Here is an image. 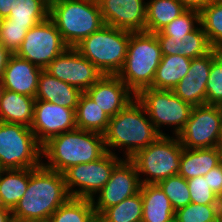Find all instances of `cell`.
Wrapping results in <instances>:
<instances>
[{
    "mask_svg": "<svg viewBox=\"0 0 222 222\" xmlns=\"http://www.w3.org/2000/svg\"><path fill=\"white\" fill-rule=\"evenodd\" d=\"M160 44L163 56L181 55L189 59L199 58L208 54L213 48L210 46L202 26L197 27L186 35L166 36L154 33Z\"/></svg>",
    "mask_w": 222,
    "mask_h": 222,
    "instance_id": "20",
    "label": "cell"
},
{
    "mask_svg": "<svg viewBox=\"0 0 222 222\" xmlns=\"http://www.w3.org/2000/svg\"><path fill=\"white\" fill-rule=\"evenodd\" d=\"M195 23L200 24V12L197 10H186L161 29L159 33L166 36H184L196 28Z\"/></svg>",
    "mask_w": 222,
    "mask_h": 222,
    "instance_id": "37",
    "label": "cell"
},
{
    "mask_svg": "<svg viewBox=\"0 0 222 222\" xmlns=\"http://www.w3.org/2000/svg\"><path fill=\"white\" fill-rule=\"evenodd\" d=\"M12 221H13L12 210L0 206V222H12Z\"/></svg>",
    "mask_w": 222,
    "mask_h": 222,
    "instance_id": "43",
    "label": "cell"
},
{
    "mask_svg": "<svg viewBox=\"0 0 222 222\" xmlns=\"http://www.w3.org/2000/svg\"><path fill=\"white\" fill-rule=\"evenodd\" d=\"M204 177H207L210 189L216 193L219 198L222 197V165L212 168Z\"/></svg>",
    "mask_w": 222,
    "mask_h": 222,
    "instance_id": "39",
    "label": "cell"
},
{
    "mask_svg": "<svg viewBox=\"0 0 222 222\" xmlns=\"http://www.w3.org/2000/svg\"><path fill=\"white\" fill-rule=\"evenodd\" d=\"M12 222H42V221H32V220H17V219H13Z\"/></svg>",
    "mask_w": 222,
    "mask_h": 222,
    "instance_id": "47",
    "label": "cell"
},
{
    "mask_svg": "<svg viewBox=\"0 0 222 222\" xmlns=\"http://www.w3.org/2000/svg\"><path fill=\"white\" fill-rule=\"evenodd\" d=\"M177 222H219L218 204L190 203L175 211Z\"/></svg>",
    "mask_w": 222,
    "mask_h": 222,
    "instance_id": "35",
    "label": "cell"
},
{
    "mask_svg": "<svg viewBox=\"0 0 222 222\" xmlns=\"http://www.w3.org/2000/svg\"><path fill=\"white\" fill-rule=\"evenodd\" d=\"M183 147L178 136L161 135L155 142L139 150L130 160L135 164L141 184H157L178 175ZM149 176V177H148Z\"/></svg>",
    "mask_w": 222,
    "mask_h": 222,
    "instance_id": "7",
    "label": "cell"
},
{
    "mask_svg": "<svg viewBox=\"0 0 222 222\" xmlns=\"http://www.w3.org/2000/svg\"><path fill=\"white\" fill-rule=\"evenodd\" d=\"M168 222H177V220H176L175 217H174L172 220H170V221H168Z\"/></svg>",
    "mask_w": 222,
    "mask_h": 222,
    "instance_id": "50",
    "label": "cell"
},
{
    "mask_svg": "<svg viewBox=\"0 0 222 222\" xmlns=\"http://www.w3.org/2000/svg\"><path fill=\"white\" fill-rule=\"evenodd\" d=\"M141 192L107 208L99 217L104 222H142Z\"/></svg>",
    "mask_w": 222,
    "mask_h": 222,
    "instance_id": "32",
    "label": "cell"
},
{
    "mask_svg": "<svg viewBox=\"0 0 222 222\" xmlns=\"http://www.w3.org/2000/svg\"><path fill=\"white\" fill-rule=\"evenodd\" d=\"M69 198L62 173L43 164L29 168V184L12 210L13 219L47 222Z\"/></svg>",
    "mask_w": 222,
    "mask_h": 222,
    "instance_id": "1",
    "label": "cell"
},
{
    "mask_svg": "<svg viewBox=\"0 0 222 222\" xmlns=\"http://www.w3.org/2000/svg\"><path fill=\"white\" fill-rule=\"evenodd\" d=\"M11 53L0 44V79L5 69Z\"/></svg>",
    "mask_w": 222,
    "mask_h": 222,
    "instance_id": "42",
    "label": "cell"
},
{
    "mask_svg": "<svg viewBox=\"0 0 222 222\" xmlns=\"http://www.w3.org/2000/svg\"><path fill=\"white\" fill-rule=\"evenodd\" d=\"M44 70L82 92L88 90L103 76L75 47L66 48Z\"/></svg>",
    "mask_w": 222,
    "mask_h": 222,
    "instance_id": "14",
    "label": "cell"
},
{
    "mask_svg": "<svg viewBox=\"0 0 222 222\" xmlns=\"http://www.w3.org/2000/svg\"><path fill=\"white\" fill-rule=\"evenodd\" d=\"M191 202L195 204H218L219 196L214 193L207 182V177L197 176L187 179Z\"/></svg>",
    "mask_w": 222,
    "mask_h": 222,
    "instance_id": "38",
    "label": "cell"
},
{
    "mask_svg": "<svg viewBox=\"0 0 222 222\" xmlns=\"http://www.w3.org/2000/svg\"><path fill=\"white\" fill-rule=\"evenodd\" d=\"M49 0H14L8 19L19 24H38L49 17Z\"/></svg>",
    "mask_w": 222,
    "mask_h": 222,
    "instance_id": "30",
    "label": "cell"
},
{
    "mask_svg": "<svg viewBox=\"0 0 222 222\" xmlns=\"http://www.w3.org/2000/svg\"><path fill=\"white\" fill-rule=\"evenodd\" d=\"M191 59L181 55L162 56L150 88L173 90L190 69Z\"/></svg>",
    "mask_w": 222,
    "mask_h": 222,
    "instance_id": "25",
    "label": "cell"
},
{
    "mask_svg": "<svg viewBox=\"0 0 222 222\" xmlns=\"http://www.w3.org/2000/svg\"><path fill=\"white\" fill-rule=\"evenodd\" d=\"M35 98L4 89L0 99V121L30 127Z\"/></svg>",
    "mask_w": 222,
    "mask_h": 222,
    "instance_id": "22",
    "label": "cell"
},
{
    "mask_svg": "<svg viewBox=\"0 0 222 222\" xmlns=\"http://www.w3.org/2000/svg\"><path fill=\"white\" fill-rule=\"evenodd\" d=\"M142 222H168L175 217L169 198L157 184H142Z\"/></svg>",
    "mask_w": 222,
    "mask_h": 222,
    "instance_id": "23",
    "label": "cell"
},
{
    "mask_svg": "<svg viewBox=\"0 0 222 222\" xmlns=\"http://www.w3.org/2000/svg\"><path fill=\"white\" fill-rule=\"evenodd\" d=\"M218 212H219V222H222V197L219 198Z\"/></svg>",
    "mask_w": 222,
    "mask_h": 222,
    "instance_id": "44",
    "label": "cell"
},
{
    "mask_svg": "<svg viewBox=\"0 0 222 222\" xmlns=\"http://www.w3.org/2000/svg\"><path fill=\"white\" fill-rule=\"evenodd\" d=\"M105 25L131 33L145 32L144 0H98Z\"/></svg>",
    "mask_w": 222,
    "mask_h": 222,
    "instance_id": "16",
    "label": "cell"
},
{
    "mask_svg": "<svg viewBox=\"0 0 222 222\" xmlns=\"http://www.w3.org/2000/svg\"><path fill=\"white\" fill-rule=\"evenodd\" d=\"M82 93L77 87L69 85L42 70L38 79L35 99L76 110Z\"/></svg>",
    "mask_w": 222,
    "mask_h": 222,
    "instance_id": "21",
    "label": "cell"
},
{
    "mask_svg": "<svg viewBox=\"0 0 222 222\" xmlns=\"http://www.w3.org/2000/svg\"><path fill=\"white\" fill-rule=\"evenodd\" d=\"M114 152H106L101 158L72 166L62 174L71 198L95 199V195L110 179L114 167L121 161ZM78 186V189L74 187Z\"/></svg>",
    "mask_w": 222,
    "mask_h": 222,
    "instance_id": "10",
    "label": "cell"
},
{
    "mask_svg": "<svg viewBox=\"0 0 222 222\" xmlns=\"http://www.w3.org/2000/svg\"><path fill=\"white\" fill-rule=\"evenodd\" d=\"M200 25L213 49L222 50V1L211 0L200 11Z\"/></svg>",
    "mask_w": 222,
    "mask_h": 222,
    "instance_id": "31",
    "label": "cell"
},
{
    "mask_svg": "<svg viewBox=\"0 0 222 222\" xmlns=\"http://www.w3.org/2000/svg\"><path fill=\"white\" fill-rule=\"evenodd\" d=\"M219 164L220 158L217 147L201 149L183 148L178 175L186 180L197 176H204Z\"/></svg>",
    "mask_w": 222,
    "mask_h": 222,
    "instance_id": "24",
    "label": "cell"
},
{
    "mask_svg": "<svg viewBox=\"0 0 222 222\" xmlns=\"http://www.w3.org/2000/svg\"><path fill=\"white\" fill-rule=\"evenodd\" d=\"M91 222H104L99 216H96Z\"/></svg>",
    "mask_w": 222,
    "mask_h": 222,
    "instance_id": "48",
    "label": "cell"
},
{
    "mask_svg": "<svg viewBox=\"0 0 222 222\" xmlns=\"http://www.w3.org/2000/svg\"><path fill=\"white\" fill-rule=\"evenodd\" d=\"M211 0H179L187 10L201 11Z\"/></svg>",
    "mask_w": 222,
    "mask_h": 222,
    "instance_id": "40",
    "label": "cell"
},
{
    "mask_svg": "<svg viewBox=\"0 0 222 222\" xmlns=\"http://www.w3.org/2000/svg\"><path fill=\"white\" fill-rule=\"evenodd\" d=\"M217 149L219 152L220 164L222 165V144H217Z\"/></svg>",
    "mask_w": 222,
    "mask_h": 222,
    "instance_id": "45",
    "label": "cell"
},
{
    "mask_svg": "<svg viewBox=\"0 0 222 222\" xmlns=\"http://www.w3.org/2000/svg\"><path fill=\"white\" fill-rule=\"evenodd\" d=\"M212 49L205 56L191 59L190 69L172 90L181 100L194 106L206 104V84L213 59L221 52Z\"/></svg>",
    "mask_w": 222,
    "mask_h": 222,
    "instance_id": "17",
    "label": "cell"
},
{
    "mask_svg": "<svg viewBox=\"0 0 222 222\" xmlns=\"http://www.w3.org/2000/svg\"><path fill=\"white\" fill-rule=\"evenodd\" d=\"M131 32L104 25L75 48L103 75H117L127 54Z\"/></svg>",
    "mask_w": 222,
    "mask_h": 222,
    "instance_id": "6",
    "label": "cell"
},
{
    "mask_svg": "<svg viewBox=\"0 0 222 222\" xmlns=\"http://www.w3.org/2000/svg\"><path fill=\"white\" fill-rule=\"evenodd\" d=\"M107 152L104 134L75 129L51 138L42 146V164L51 170L63 173L66 169L93 162Z\"/></svg>",
    "mask_w": 222,
    "mask_h": 222,
    "instance_id": "3",
    "label": "cell"
},
{
    "mask_svg": "<svg viewBox=\"0 0 222 222\" xmlns=\"http://www.w3.org/2000/svg\"><path fill=\"white\" fill-rule=\"evenodd\" d=\"M206 104L222 106V51L211 64L206 84Z\"/></svg>",
    "mask_w": 222,
    "mask_h": 222,
    "instance_id": "36",
    "label": "cell"
},
{
    "mask_svg": "<svg viewBox=\"0 0 222 222\" xmlns=\"http://www.w3.org/2000/svg\"><path fill=\"white\" fill-rule=\"evenodd\" d=\"M28 184L29 168L0 170V206L13 210Z\"/></svg>",
    "mask_w": 222,
    "mask_h": 222,
    "instance_id": "26",
    "label": "cell"
},
{
    "mask_svg": "<svg viewBox=\"0 0 222 222\" xmlns=\"http://www.w3.org/2000/svg\"><path fill=\"white\" fill-rule=\"evenodd\" d=\"M186 10L179 0H150L146 6L145 32H159Z\"/></svg>",
    "mask_w": 222,
    "mask_h": 222,
    "instance_id": "27",
    "label": "cell"
},
{
    "mask_svg": "<svg viewBox=\"0 0 222 222\" xmlns=\"http://www.w3.org/2000/svg\"><path fill=\"white\" fill-rule=\"evenodd\" d=\"M42 70L28 60L11 54L3 70L1 82L4 89L35 98Z\"/></svg>",
    "mask_w": 222,
    "mask_h": 222,
    "instance_id": "19",
    "label": "cell"
},
{
    "mask_svg": "<svg viewBox=\"0 0 222 222\" xmlns=\"http://www.w3.org/2000/svg\"><path fill=\"white\" fill-rule=\"evenodd\" d=\"M35 25L13 23V20L8 18L0 19V44L11 54H15L27 31Z\"/></svg>",
    "mask_w": 222,
    "mask_h": 222,
    "instance_id": "34",
    "label": "cell"
},
{
    "mask_svg": "<svg viewBox=\"0 0 222 222\" xmlns=\"http://www.w3.org/2000/svg\"><path fill=\"white\" fill-rule=\"evenodd\" d=\"M76 128L104 134L110 117L83 92L75 110Z\"/></svg>",
    "mask_w": 222,
    "mask_h": 222,
    "instance_id": "28",
    "label": "cell"
},
{
    "mask_svg": "<svg viewBox=\"0 0 222 222\" xmlns=\"http://www.w3.org/2000/svg\"><path fill=\"white\" fill-rule=\"evenodd\" d=\"M49 17L68 47L77 46L105 25L98 0H53Z\"/></svg>",
    "mask_w": 222,
    "mask_h": 222,
    "instance_id": "4",
    "label": "cell"
},
{
    "mask_svg": "<svg viewBox=\"0 0 222 222\" xmlns=\"http://www.w3.org/2000/svg\"><path fill=\"white\" fill-rule=\"evenodd\" d=\"M14 0H0V19L7 18L13 9Z\"/></svg>",
    "mask_w": 222,
    "mask_h": 222,
    "instance_id": "41",
    "label": "cell"
},
{
    "mask_svg": "<svg viewBox=\"0 0 222 222\" xmlns=\"http://www.w3.org/2000/svg\"><path fill=\"white\" fill-rule=\"evenodd\" d=\"M136 99L161 135L166 134L160 127L170 125L177 136L184 129L193 109L191 104L181 100L172 90L145 88L136 95Z\"/></svg>",
    "mask_w": 222,
    "mask_h": 222,
    "instance_id": "9",
    "label": "cell"
},
{
    "mask_svg": "<svg viewBox=\"0 0 222 222\" xmlns=\"http://www.w3.org/2000/svg\"><path fill=\"white\" fill-rule=\"evenodd\" d=\"M68 46L50 17L27 31L15 53L43 70Z\"/></svg>",
    "mask_w": 222,
    "mask_h": 222,
    "instance_id": "11",
    "label": "cell"
},
{
    "mask_svg": "<svg viewBox=\"0 0 222 222\" xmlns=\"http://www.w3.org/2000/svg\"><path fill=\"white\" fill-rule=\"evenodd\" d=\"M42 146L30 127L0 121V169L36 168L42 164Z\"/></svg>",
    "mask_w": 222,
    "mask_h": 222,
    "instance_id": "8",
    "label": "cell"
},
{
    "mask_svg": "<svg viewBox=\"0 0 222 222\" xmlns=\"http://www.w3.org/2000/svg\"><path fill=\"white\" fill-rule=\"evenodd\" d=\"M96 216L91 199L70 197L47 222H91Z\"/></svg>",
    "mask_w": 222,
    "mask_h": 222,
    "instance_id": "29",
    "label": "cell"
},
{
    "mask_svg": "<svg viewBox=\"0 0 222 222\" xmlns=\"http://www.w3.org/2000/svg\"><path fill=\"white\" fill-rule=\"evenodd\" d=\"M144 113V114H143ZM143 105L135 98L114 117H110L104 133L106 150L125 147L126 159L132 158L139 150L155 142L161 134L149 119ZM111 149H110V148Z\"/></svg>",
    "mask_w": 222,
    "mask_h": 222,
    "instance_id": "2",
    "label": "cell"
},
{
    "mask_svg": "<svg viewBox=\"0 0 222 222\" xmlns=\"http://www.w3.org/2000/svg\"><path fill=\"white\" fill-rule=\"evenodd\" d=\"M85 93L109 117H114L136 98L117 75H103Z\"/></svg>",
    "mask_w": 222,
    "mask_h": 222,
    "instance_id": "18",
    "label": "cell"
},
{
    "mask_svg": "<svg viewBox=\"0 0 222 222\" xmlns=\"http://www.w3.org/2000/svg\"><path fill=\"white\" fill-rule=\"evenodd\" d=\"M30 128L38 143L43 146L51 138L76 129L75 110L48 101L35 100Z\"/></svg>",
    "mask_w": 222,
    "mask_h": 222,
    "instance_id": "15",
    "label": "cell"
},
{
    "mask_svg": "<svg viewBox=\"0 0 222 222\" xmlns=\"http://www.w3.org/2000/svg\"><path fill=\"white\" fill-rule=\"evenodd\" d=\"M217 144H222V122H221V127H220V131H219V137H218Z\"/></svg>",
    "mask_w": 222,
    "mask_h": 222,
    "instance_id": "46",
    "label": "cell"
},
{
    "mask_svg": "<svg viewBox=\"0 0 222 222\" xmlns=\"http://www.w3.org/2000/svg\"><path fill=\"white\" fill-rule=\"evenodd\" d=\"M162 56L154 33H131L125 61L117 76L136 96L152 86Z\"/></svg>",
    "mask_w": 222,
    "mask_h": 222,
    "instance_id": "5",
    "label": "cell"
},
{
    "mask_svg": "<svg viewBox=\"0 0 222 222\" xmlns=\"http://www.w3.org/2000/svg\"><path fill=\"white\" fill-rule=\"evenodd\" d=\"M3 90H4V87H3L1 79H0V99H1V95H2Z\"/></svg>",
    "mask_w": 222,
    "mask_h": 222,
    "instance_id": "49",
    "label": "cell"
},
{
    "mask_svg": "<svg viewBox=\"0 0 222 222\" xmlns=\"http://www.w3.org/2000/svg\"><path fill=\"white\" fill-rule=\"evenodd\" d=\"M222 122V106H194L184 129L177 135L183 148L217 147Z\"/></svg>",
    "mask_w": 222,
    "mask_h": 222,
    "instance_id": "12",
    "label": "cell"
},
{
    "mask_svg": "<svg viewBox=\"0 0 222 222\" xmlns=\"http://www.w3.org/2000/svg\"><path fill=\"white\" fill-rule=\"evenodd\" d=\"M122 159L112 170L110 179L97 193L98 199H92L97 216H100L107 208L135 195L141 189L142 184L139 178L141 176L135 164L130 159Z\"/></svg>",
    "mask_w": 222,
    "mask_h": 222,
    "instance_id": "13",
    "label": "cell"
},
{
    "mask_svg": "<svg viewBox=\"0 0 222 222\" xmlns=\"http://www.w3.org/2000/svg\"><path fill=\"white\" fill-rule=\"evenodd\" d=\"M157 185L167 195L175 211L191 203L187 180L184 177L170 176L158 182Z\"/></svg>",
    "mask_w": 222,
    "mask_h": 222,
    "instance_id": "33",
    "label": "cell"
}]
</instances>
